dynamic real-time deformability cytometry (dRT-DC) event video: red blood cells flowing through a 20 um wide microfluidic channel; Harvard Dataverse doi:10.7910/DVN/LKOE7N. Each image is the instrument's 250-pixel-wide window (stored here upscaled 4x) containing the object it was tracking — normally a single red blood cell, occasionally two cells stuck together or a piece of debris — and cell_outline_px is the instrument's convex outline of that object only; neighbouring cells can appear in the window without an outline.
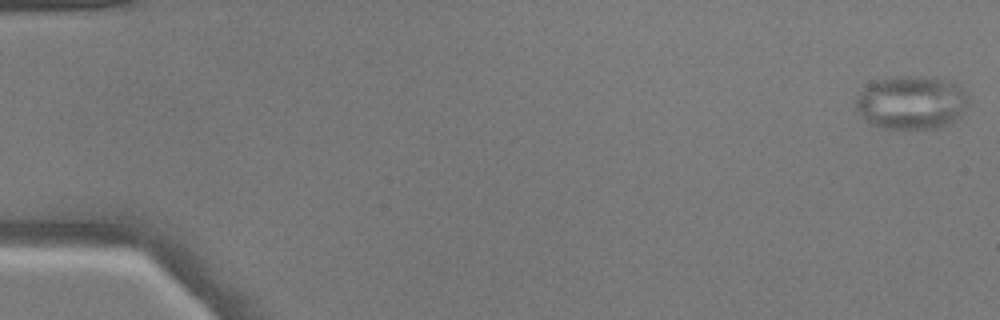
{"species": "common noctule bat (a hibernating species)", "species_latin": "Nyctalus noctula", "temperature_condition": "warm", "stored_images_in_passage": 11, "camera_frame_rate_fps": 3000, "um_per_image_px": 0.085, "animal": {"sex": "male", "body_mass_g": 17.9}, "frame": {"image": 1, "passage_image": 1, "time_ms": 0.0, "image_size_px": [1000, 320], "cell_outline_px": [[968, 104], [960, 116], [948, 124], [936, 128], [880, 128], [872, 124], [856, 108], [856, 96], [868, 84], [880, 80], [896, 76], [924, 76], [956, 84], [968, 92]], "centroid_in_image_um": [77.49, 8.71], "position_along_channel_um": 7.5, "area_um2": 34.74}}